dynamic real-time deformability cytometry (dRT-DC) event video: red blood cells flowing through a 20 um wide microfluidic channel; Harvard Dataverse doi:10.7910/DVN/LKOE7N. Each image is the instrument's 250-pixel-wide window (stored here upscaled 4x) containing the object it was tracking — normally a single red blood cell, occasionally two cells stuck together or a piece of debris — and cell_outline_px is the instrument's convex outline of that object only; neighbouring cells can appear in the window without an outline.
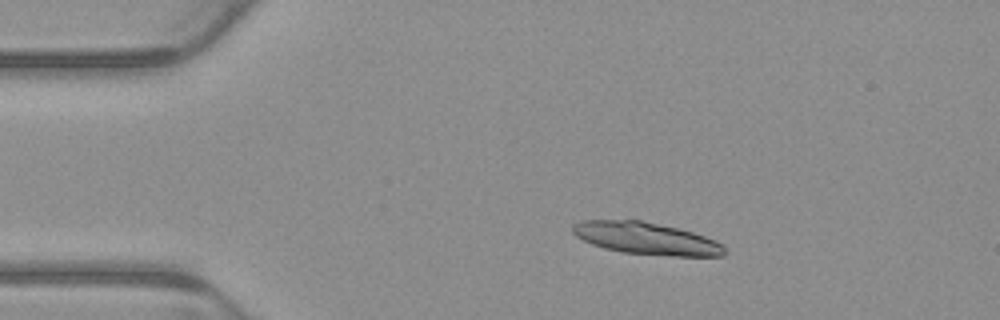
{"species": "common noctule bat (a hibernating species)", "species_latin": "Nyctalus noctula", "temperature_condition": "warm", "stored_images_in_passage": 4, "camera_frame_rate_fps": 3000, "um_per_image_px": 0.085, "animal": {"sex": "male", "body_mass_g": 23.1, "forearm_length_mm": 52.7}, "frame": {"image": 1, "passage_image": 3, "time_ms": 0.667, "image_size_px": [1000, 320], "cell_outline_px": [[728, 252], [724, 256], [672, 256], [620, 252], [604, 248], [592, 244], [576, 236], [572, 232], [572, 224], [584, 220], [640, 220], [680, 228], [716, 240], [724, 244]], "centroid_in_image_um": [54.98, 20.27], "position_along_channel_um": 30.0, "area_um2": 28.67}}